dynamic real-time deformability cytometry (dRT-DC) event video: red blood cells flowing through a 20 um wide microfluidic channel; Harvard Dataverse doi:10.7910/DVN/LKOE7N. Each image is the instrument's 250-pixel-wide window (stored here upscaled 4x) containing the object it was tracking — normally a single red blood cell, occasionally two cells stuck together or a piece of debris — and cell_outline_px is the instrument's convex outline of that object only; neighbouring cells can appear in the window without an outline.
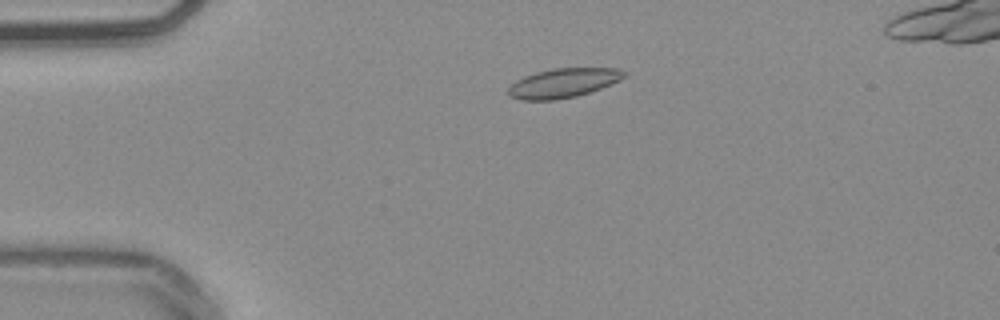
{"species": "common noctule bat (a hibernating species)", "species_latin": "Nyctalus noctula", "temperature_condition": "warm", "stored_images_in_passage": 51, "camera_frame_rate_fps": 3000, "um_per_image_px": 0.085, "animal": {"sex": "male", "body_mass_g": 20.4}, "frame": {"image": 1, "passage_image": 10, "time_ms": 3.0, "image_size_px": [1000, 320], "cell_outline_px": [[628, 76], [612, 84], [576, 96], [556, 100], [520, 100], [508, 96], [508, 88], [516, 80], [524, 76], [536, 72], [552, 68], [620, 68], [628, 72]], "centroid_in_image_um": [47.9, 7.05], "position_along_channel_um": 37.1, "area_um2": 20.0}}
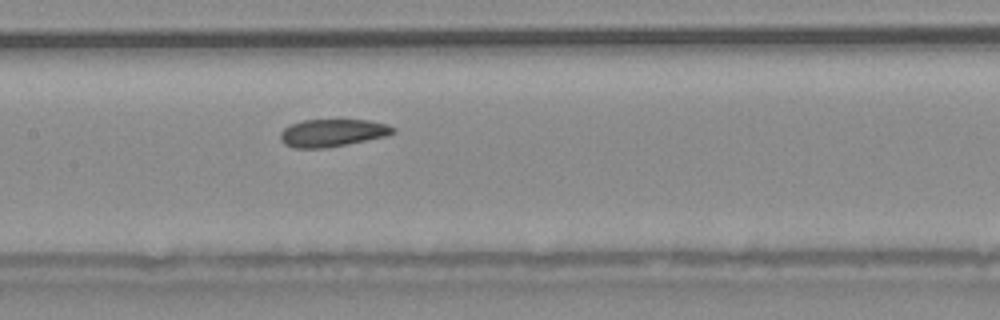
{"frame": {"image": 2, "passage_image": 24, "time_ms": 7.667, "image_size_px": [1000, 320], "cell_outline_px": [[396, 132], [388, 136], [328, 148], [296, 148], [284, 144], [280, 140], [280, 132], [284, 128], [292, 124], [304, 120], [368, 120], [388, 124], [396, 128]], "centroid_in_image_um": [28.29, 11.3], "position_along_channel_um": 179.1, "area_um2": 18.26}}
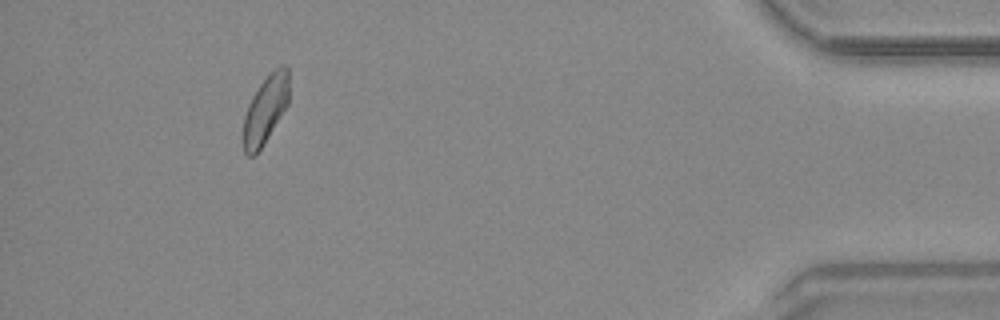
{"frame": {"image": 3, "passage_image": 47, "time_ms": 15.333, "image_size_px": [1000, 320], "cell_outline_px": [[288, 104], [260, 148], [252, 156], [248, 156], [244, 152], [244, 116], [248, 104], [252, 96], [260, 84], [276, 68], [284, 64], [288, 68]], "centroid_in_image_um": [22.56, 9.28], "position_along_channel_um": 412.6, "area_um2": 17.46}}